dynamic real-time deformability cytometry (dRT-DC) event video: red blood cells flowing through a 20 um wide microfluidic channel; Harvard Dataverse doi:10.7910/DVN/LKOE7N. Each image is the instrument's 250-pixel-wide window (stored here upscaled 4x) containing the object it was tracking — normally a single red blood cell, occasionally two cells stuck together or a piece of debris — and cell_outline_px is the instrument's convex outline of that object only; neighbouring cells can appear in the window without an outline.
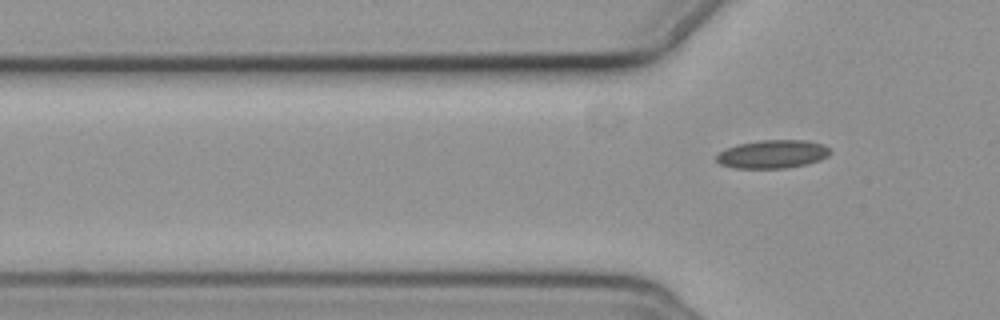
{"species": "common noctule bat (a hibernating species)", "species_latin": "Nyctalus noctula", "temperature_condition": "cold", "stored_images_in_passage": 8, "segment_of_instrument_passage": [2, 2], "camera_frame_rate_fps": 3000, "um_per_image_px": 0.085, "animal": {"sex": "female", "body_mass_g": 19.3, "forearm_length_mm": 54.1}, "frame": {"image": 1, "passage_image": 8, "time_ms": 9.0, "image_size_px": [1000, 320], "cell_outline_px": [[832, 152], [828, 156], [820, 160], [808, 164], [784, 168], [732, 168], [720, 164], [716, 160], [716, 156], [720, 152], [736, 144], [760, 140], [804, 140], [824, 144]], "centroid_in_image_um": [65.68, 13.1], "position_along_channel_um": 60.1, "area_um2": 18.84}}